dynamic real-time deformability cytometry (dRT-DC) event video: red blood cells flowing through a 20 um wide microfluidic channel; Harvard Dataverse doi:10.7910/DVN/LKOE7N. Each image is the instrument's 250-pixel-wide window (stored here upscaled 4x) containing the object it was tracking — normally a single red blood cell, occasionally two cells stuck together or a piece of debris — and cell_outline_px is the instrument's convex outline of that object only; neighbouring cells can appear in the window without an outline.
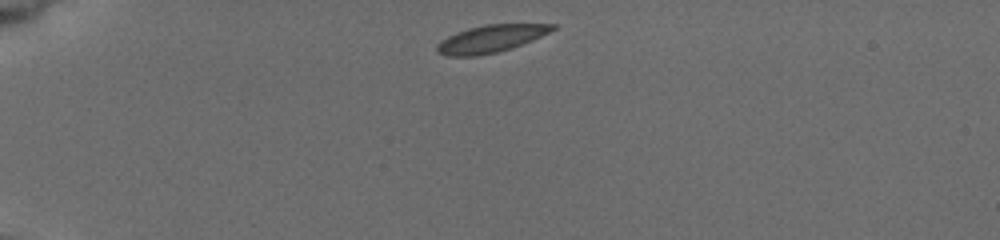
{"species": "common noctule bat (a hibernating species)", "species_latin": "Nyctalus noctula", "temperature_condition": "cold", "stored_images_in_passage": 15, "camera_frame_rate_fps": 3000, "um_per_image_px": 0.085, "animal": {"sex": "female", "body_mass_g": 19.5, "forearm_length_mm": 54.1}, "frame": {"image": 1, "passage_image": 1, "time_ms": 0.0, "image_size_px": [1000, 240], "cell_outline_px": [[556, 28], [532, 40], [496, 52], [476, 56], [448, 56], [436, 52], [436, 44], [440, 40], [456, 32], [468, 28], [484, 24], [556, 24]], "centroid_in_image_um": [41.64, 3.29], "position_along_channel_um": 43.4, "area_um2": 18.21}}
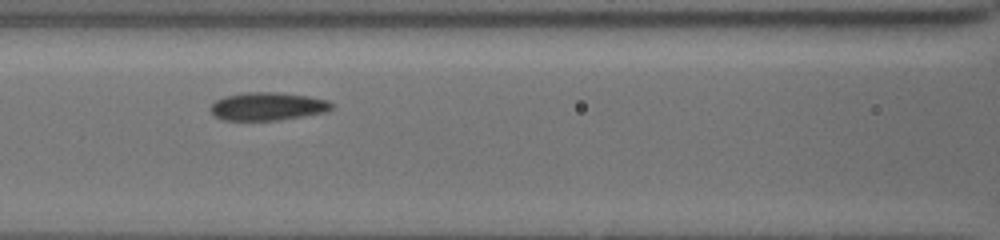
{"frame": {"image": 2, "passage_image": 11, "time_ms": 4.0, "image_size_px": [1000, 240], "cell_outline_px": [[332, 108], [324, 112], [276, 120], [224, 120], [216, 116], [212, 112], [212, 104], [216, 100], [224, 96], [244, 92], [280, 92], [308, 96], [328, 100], [332, 104]], "centroid_in_image_um": [22.74, 9.02], "position_along_channel_um": 143.9, "area_um2": 19.54}}
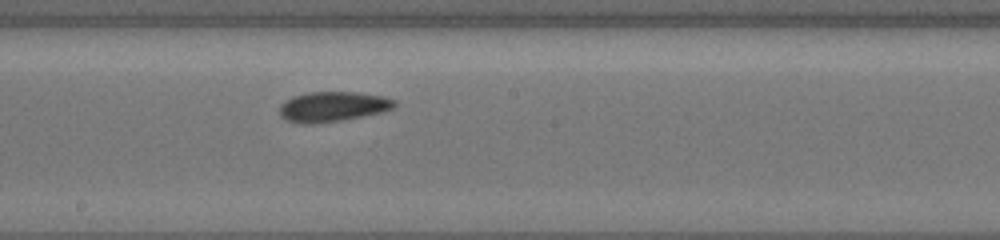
{"frame": {"image": 3, "passage_image": 15, "time_ms": 6.0, "image_size_px": [1000, 240], "cell_outline_px": [[396, 104], [392, 108], [380, 112], [340, 120], [312, 124], [304, 124], [288, 120], [280, 116], [280, 104], [292, 96], [308, 92], [356, 92], [384, 96], [396, 100]], "centroid_in_image_um": [28.26, 9.05], "position_along_channel_um": 219.9, "area_um2": 19.94}}